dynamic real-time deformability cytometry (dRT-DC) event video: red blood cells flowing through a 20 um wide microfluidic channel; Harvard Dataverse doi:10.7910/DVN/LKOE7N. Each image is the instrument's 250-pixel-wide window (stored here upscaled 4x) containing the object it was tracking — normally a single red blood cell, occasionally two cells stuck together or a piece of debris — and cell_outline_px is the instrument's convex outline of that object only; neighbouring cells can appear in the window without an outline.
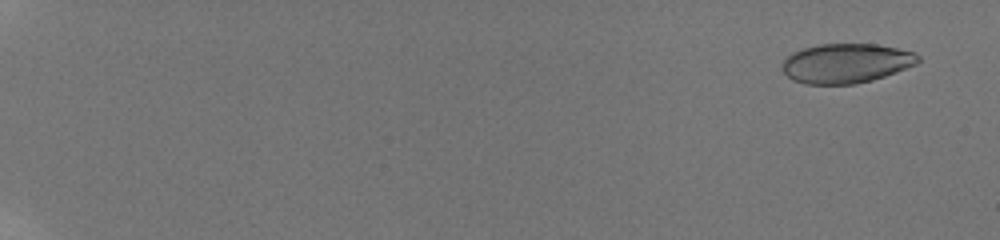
{"species": "human", "species_latin": "Homo sapiens", "temperature_condition": "room temperature", "stored_images_in_passage": 59, "camera_frame_rate_fps": 3000, "um_per_image_px": 0.085, "donor": {"sex": "male"}, "frame": {"image": 1, "passage_image": 4, "time_ms": 1.0, "image_size_px": [1000, 240], "cell_outline_px": [[920, 60], [916, 64], [896, 72], [872, 80], [852, 84], [804, 84], [792, 80], [780, 68], [784, 60], [792, 52], [804, 48], [820, 44], [876, 44], [896, 48], [912, 52], [920, 56]], "centroid_in_image_um": [71.89, 5.38], "position_along_channel_um": 13.1, "area_um2": 31.21}}
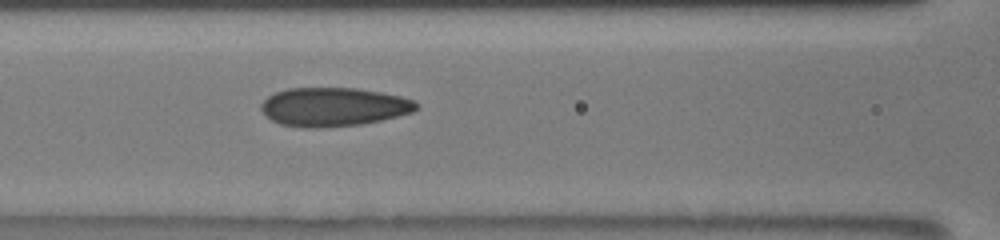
{"frame": {"image": 2, "passage_image": 31, "time_ms": 10.0, "image_size_px": [1000, 240], "cell_outline_px": [[420, 108], [412, 112], [380, 120], [360, 124], [316, 128], [308, 128], [280, 124], [272, 120], [260, 108], [260, 104], [268, 96], [276, 92], [288, 88], [356, 88], [380, 92], [400, 96], [412, 100], [420, 104]], "centroid_in_image_um": [28.35, 9.08], "position_along_channel_um": 138.2, "area_um2": 34.85}}
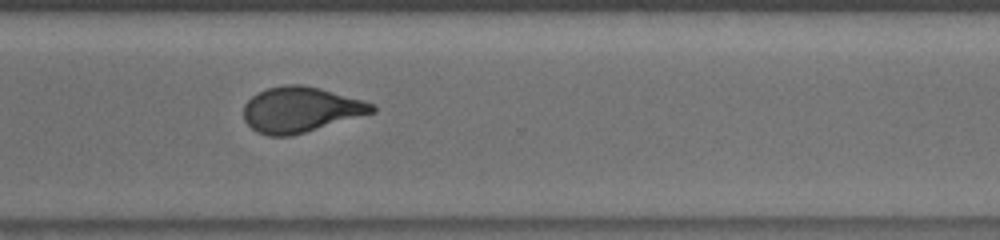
{"frame": {"image": 3, "passage_image": 47, "time_ms": 15.333, "image_size_px": [1000, 240], "cell_outline_px": [[376, 112], [292, 136], [268, 136], [256, 132], [244, 120], [244, 104], [256, 92], [268, 88], [284, 84], [300, 84], [320, 88], [376, 104]], "centroid_in_image_um": [25.55, 9.32], "position_along_channel_um": 345.1, "area_um2": 34.16}, "authors_computed_cell_mechanics": {"area_um2": 33.7552, "velocity_mm_per_s": 3.8881, "shape_relaxation_time_tau1_ms": 5.43, "shape_relaxation_time_tau2_ms": 1.0561, "deformation_change_tau1": 0.1736, "deformation_change_tau2": 0.0596}}